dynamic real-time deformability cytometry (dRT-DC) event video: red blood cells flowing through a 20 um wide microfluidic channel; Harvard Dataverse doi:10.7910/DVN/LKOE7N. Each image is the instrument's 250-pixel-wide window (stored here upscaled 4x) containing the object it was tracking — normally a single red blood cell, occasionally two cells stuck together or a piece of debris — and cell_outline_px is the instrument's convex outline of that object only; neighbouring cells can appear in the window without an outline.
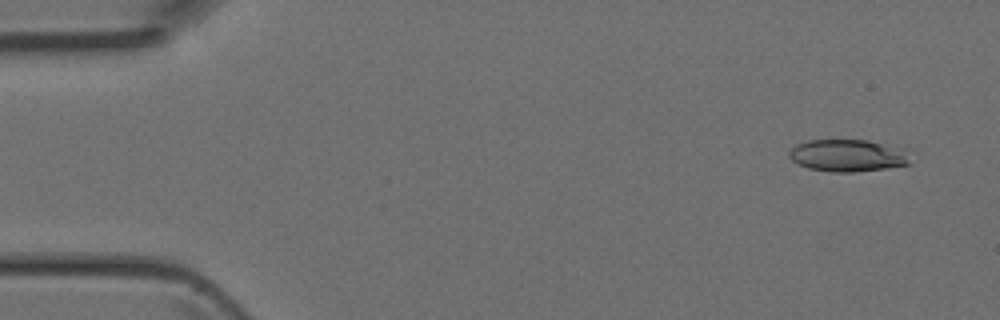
{"species": "Egyptian fruit bat (a non-hibernating species)", "species_latin": "Rousettus aegyptiacus", "temperature_condition": "room temperature", "stored_images_in_passage": 3, "camera_frame_rate_fps": 3000, "um_per_image_px": 0.085, "animal": {"sex": "female"}, "frame": {"image": 1, "passage_image": 1, "time_ms": 0.0, "image_size_px": [1000, 320], "cell_outline_px": [[908, 164], [884, 168], [856, 172], [832, 172], [808, 168], [792, 160], [788, 156], [788, 152], [796, 144], [808, 140], [868, 140], [908, 148]], "centroid_in_image_um": [72.08, 13.2], "position_along_channel_um": 12.9, "area_um2": 22.83}}